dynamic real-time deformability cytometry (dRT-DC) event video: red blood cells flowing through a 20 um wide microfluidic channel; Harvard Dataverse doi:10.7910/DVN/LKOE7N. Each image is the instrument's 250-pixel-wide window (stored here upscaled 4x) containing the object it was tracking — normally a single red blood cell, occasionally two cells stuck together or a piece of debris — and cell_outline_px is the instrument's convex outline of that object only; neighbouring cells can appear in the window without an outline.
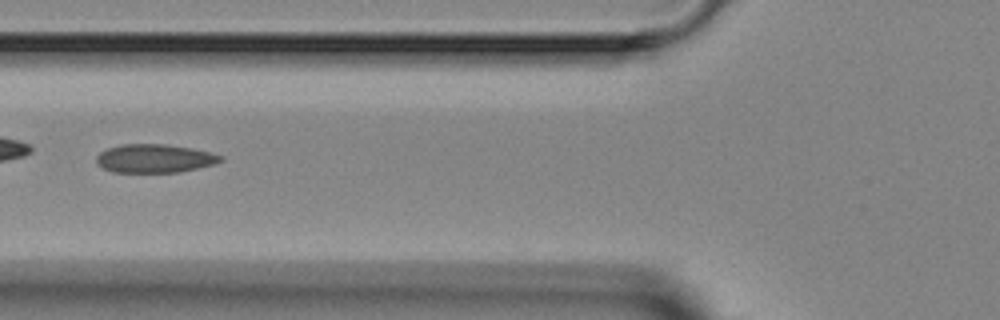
{"species": "Egyptian fruit bat (a non-hibernating species)", "species_latin": "Rousettus aegyptiacus", "temperature_condition": "room temperature", "stored_images_in_passage": 4, "camera_frame_rate_fps": 3000, "um_per_image_px": 0.085, "animal": {"sex": "female"}, "frame": {"image": 1, "passage_image": 2, "time_ms": 1.333, "image_size_px": [1000, 320], "cell_outline_px": [[224, 160], [212, 164], [180, 172], [112, 172], [96, 164], [96, 156], [100, 152], [108, 148], [120, 144], [164, 144], [192, 148], [224, 156]], "centroid_in_image_um": [13.11, 13.46], "position_along_channel_um": 112.7, "area_um2": 20.58}}
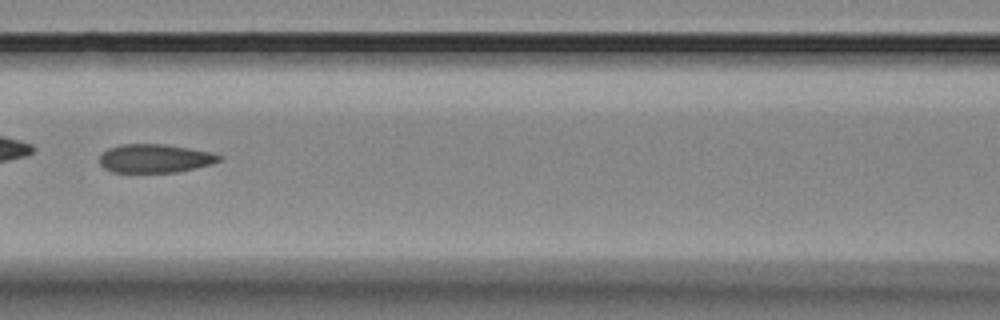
{"frame": {"image": 2, "passage_image": 3, "time_ms": 2.333, "image_size_px": [1000, 320], "cell_outline_px": [[224, 160], [212, 164], [176, 172], [112, 172], [104, 168], [100, 164], [100, 156], [108, 148], [120, 144], [164, 144], [212, 152], [224, 156]], "centroid_in_image_um": [13.21, 13.46], "position_along_channel_um": 153.4, "area_um2": 20.0}}
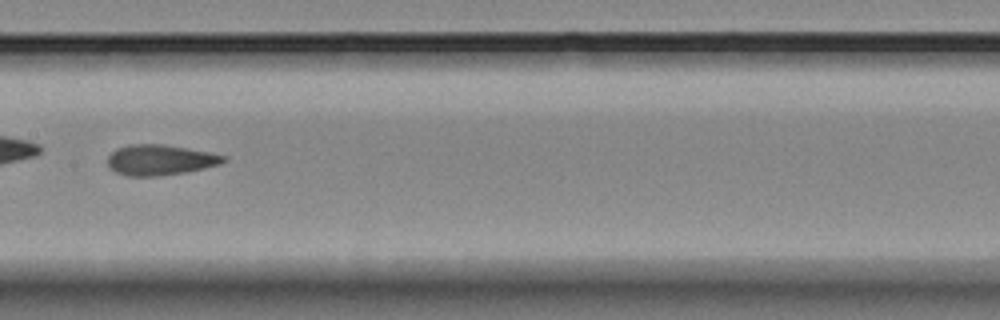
{"frame": {"image": 3, "passage_image": 4, "time_ms": 3.333, "image_size_px": [1000, 320], "cell_outline_px": [[228, 160], [220, 164], [204, 168], [184, 172], [156, 176], [128, 176], [116, 172], [108, 168], [108, 156], [116, 148], [128, 144], [164, 144], [212, 152], [228, 156]], "centroid_in_image_um": [13.63, 13.58], "position_along_channel_um": 193.8, "area_um2": 20.81}}